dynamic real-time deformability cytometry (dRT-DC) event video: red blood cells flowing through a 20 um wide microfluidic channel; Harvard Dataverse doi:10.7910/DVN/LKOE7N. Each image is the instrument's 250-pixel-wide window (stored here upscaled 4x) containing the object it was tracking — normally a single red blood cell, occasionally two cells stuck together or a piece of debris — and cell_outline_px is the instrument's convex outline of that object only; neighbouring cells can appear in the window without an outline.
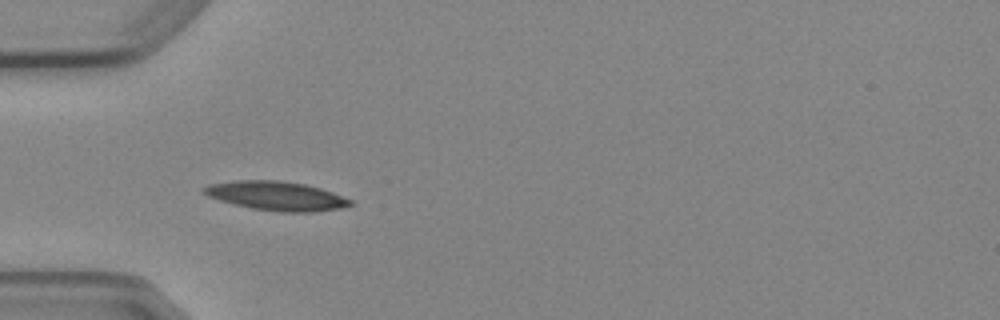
{"species": "Egyptian fruit bat (a non-hibernating species)", "species_latin": "Rousettus aegyptiacus", "temperature_condition": "cold", "stored_images_in_passage": 8, "camera_frame_rate_fps": 3000, "um_per_image_px": 0.085, "animal": {"sex": "female"}, "frame": {"image": 1, "passage_image": 3, "time_ms": 3.333, "image_size_px": [1000, 320], "cell_outline_px": [[352, 204], [340, 208], [316, 212], [280, 212], [252, 208], [232, 204], [208, 196], [200, 192], [200, 188], [208, 184], [236, 180], [280, 180], [304, 184], [320, 188], [332, 192], [352, 200]], "centroid_in_image_um": [23.44, 16.64], "position_along_channel_um": 61.6, "area_um2": 24.91}}
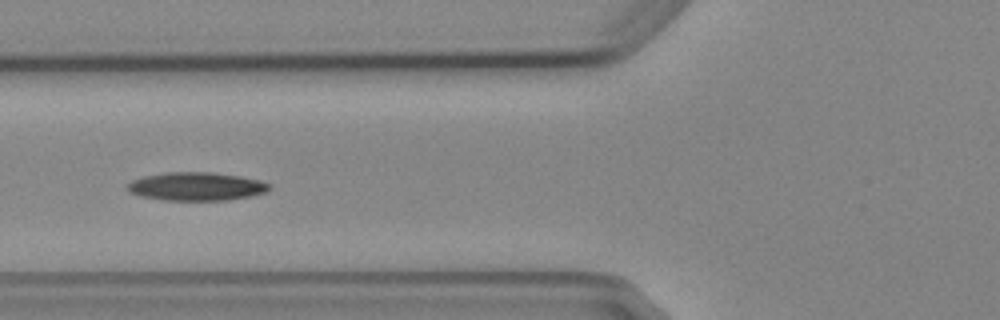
{"frame": {"image": 2, "passage_image": 4, "time_ms": 4.667, "image_size_px": [1000, 320], "cell_outline_px": [[272, 188], [264, 192], [248, 196], [228, 200], [164, 200], [140, 196], [128, 192], [124, 188], [124, 184], [132, 180], [144, 176], [164, 172], [212, 172], [240, 176], [260, 180], [272, 184]], "centroid_in_image_um": [16.63, 15.84], "position_along_channel_um": 109.2, "area_um2": 23.7}}